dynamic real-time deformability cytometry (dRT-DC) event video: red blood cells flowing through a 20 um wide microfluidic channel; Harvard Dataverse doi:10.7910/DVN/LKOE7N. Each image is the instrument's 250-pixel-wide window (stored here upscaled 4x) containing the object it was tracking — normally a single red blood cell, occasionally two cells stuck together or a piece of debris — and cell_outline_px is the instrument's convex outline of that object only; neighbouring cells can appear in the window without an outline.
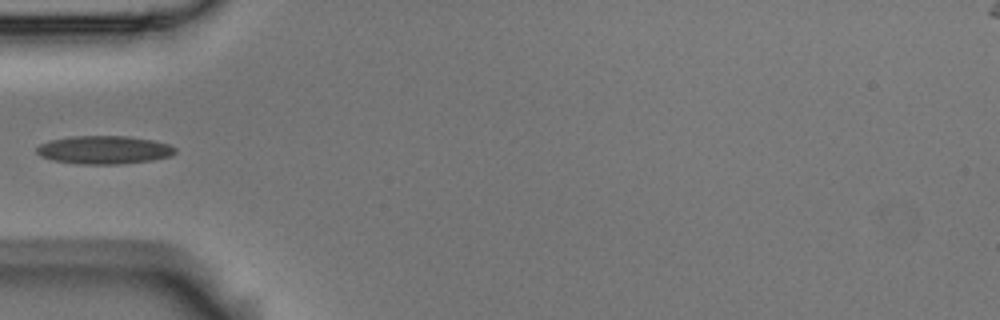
{"species": "Egyptian fruit bat (a non-hibernating species)", "species_latin": "Rousettus aegyptiacus", "temperature_condition": "room temperature", "stored_images_in_passage": 6, "camera_frame_rate_fps": 3000, "um_per_image_px": 0.085, "animal": {"sex": "male"}, "frame": {"image": 1, "passage_image": 6, "time_ms": 1.667, "image_size_px": [1000, 320], "cell_outline_px": [[176, 152], [172, 156], [152, 160], [120, 164], [80, 164], [52, 160], [40, 156], [36, 152], [36, 148], [40, 144], [48, 140], [72, 136], [128, 136], [152, 140], [168, 144], [176, 148]], "centroid_in_image_um": [8.84, 12.74], "position_along_channel_um": 76.2, "area_um2": 22.89}}